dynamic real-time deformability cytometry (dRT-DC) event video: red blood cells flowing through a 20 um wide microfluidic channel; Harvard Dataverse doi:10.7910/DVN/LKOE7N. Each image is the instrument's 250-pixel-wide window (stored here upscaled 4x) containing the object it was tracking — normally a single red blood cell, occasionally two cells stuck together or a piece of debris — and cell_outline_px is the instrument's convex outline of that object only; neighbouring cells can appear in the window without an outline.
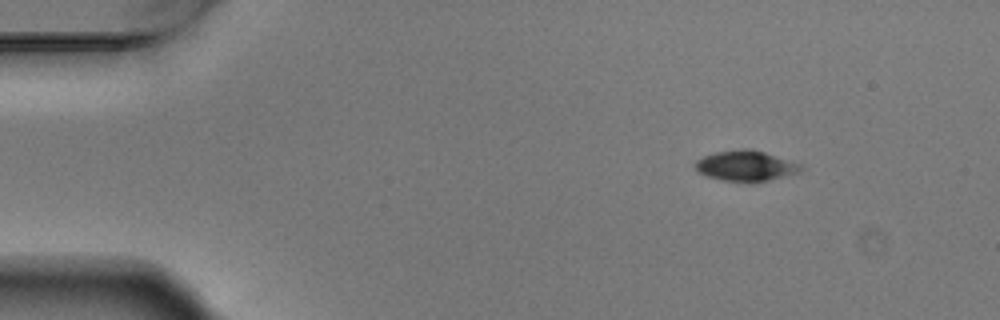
{"species": "Egyptian fruit bat (a non-hibernating species)", "species_latin": "Rousettus aegyptiacus", "temperature_condition": "warm", "stored_images_in_passage": 4, "camera_frame_rate_fps": 3000, "um_per_image_px": 0.085, "animal": {"sex": "male"}, "frame": {"image": 1, "passage_image": 1, "time_ms": 0.0, "image_size_px": [1000, 320], "cell_outline_px": [[804, 168], [800, 172], [752, 184], [724, 180], [708, 176], [700, 172], [692, 164], [696, 160], [704, 156], [716, 152], [744, 148], [748, 148], [764, 152], [800, 164]], "centroid_in_image_um": [63.38, 14.11], "position_along_channel_um": 21.6, "area_um2": 18.79}}
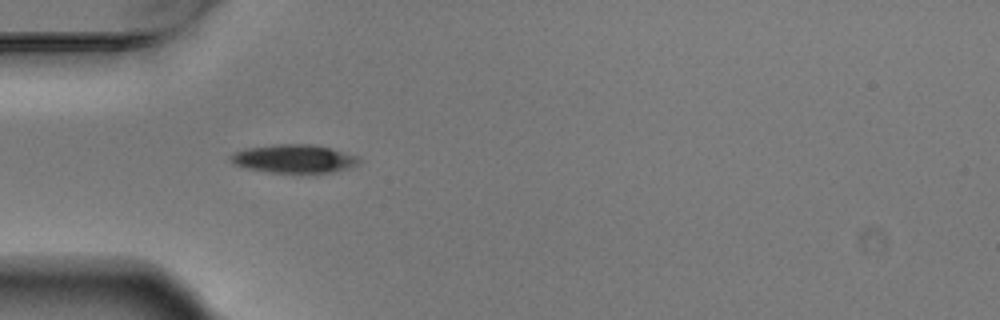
{"frame": {"image": 2, "passage_image": 4, "time_ms": 1.0, "image_size_px": [1000, 320], "cell_outline_px": [[360, 164], [348, 168], [332, 172], [268, 172], [248, 168], [236, 164], [228, 160], [228, 156], [244, 148], [280, 144], [312, 144], [332, 148], [360, 156]], "centroid_in_image_um": [25.03, 13.48], "position_along_channel_um": 60.0, "area_um2": 21.21}}